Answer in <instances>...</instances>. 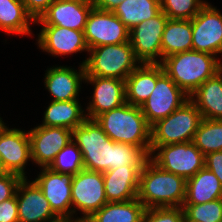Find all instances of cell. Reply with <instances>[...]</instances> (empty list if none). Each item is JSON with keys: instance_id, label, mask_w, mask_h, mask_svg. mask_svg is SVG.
<instances>
[{"instance_id": "5bb4252c", "label": "cell", "mask_w": 222, "mask_h": 222, "mask_svg": "<svg viewBox=\"0 0 222 222\" xmlns=\"http://www.w3.org/2000/svg\"><path fill=\"white\" fill-rule=\"evenodd\" d=\"M192 50L222 53V15L208 2L192 19Z\"/></svg>"}, {"instance_id": "2e32d148", "label": "cell", "mask_w": 222, "mask_h": 222, "mask_svg": "<svg viewBox=\"0 0 222 222\" xmlns=\"http://www.w3.org/2000/svg\"><path fill=\"white\" fill-rule=\"evenodd\" d=\"M16 200L19 222H57L60 220L34 181L28 183L26 178L21 180L16 191Z\"/></svg>"}, {"instance_id": "ba28073f", "label": "cell", "mask_w": 222, "mask_h": 222, "mask_svg": "<svg viewBox=\"0 0 222 222\" xmlns=\"http://www.w3.org/2000/svg\"><path fill=\"white\" fill-rule=\"evenodd\" d=\"M188 99L189 96L163 71L161 64L157 63L155 88L140 108L148 124L152 126L173 113Z\"/></svg>"}, {"instance_id": "e0dca14e", "label": "cell", "mask_w": 222, "mask_h": 222, "mask_svg": "<svg viewBox=\"0 0 222 222\" xmlns=\"http://www.w3.org/2000/svg\"><path fill=\"white\" fill-rule=\"evenodd\" d=\"M93 7L87 0H55L35 23L84 31Z\"/></svg>"}, {"instance_id": "e575fe53", "label": "cell", "mask_w": 222, "mask_h": 222, "mask_svg": "<svg viewBox=\"0 0 222 222\" xmlns=\"http://www.w3.org/2000/svg\"><path fill=\"white\" fill-rule=\"evenodd\" d=\"M182 207H154L145 210L142 222H182Z\"/></svg>"}, {"instance_id": "d4e9b609", "label": "cell", "mask_w": 222, "mask_h": 222, "mask_svg": "<svg viewBox=\"0 0 222 222\" xmlns=\"http://www.w3.org/2000/svg\"><path fill=\"white\" fill-rule=\"evenodd\" d=\"M190 50H192V19H168L161 42L162 60Z\"/></svg>"}, {"instance_id": "6da1fadb", "label": "cell", "mask_w": 222, "mask_h": 222, "mask_svg": "<svg viewBox=\"0 0 222 222\" xmlns=\"http://www.w3.org/2000/svg\"><path fill=\"white\" fill-rule=\"evenodd\" d=\"M186 181L185 178L160 168L149 158L140 173L137 199L146 209L182 207Z\"/></svg>"}, {"instance_id": "d590c367", "label": "cell", "mask_w": 222, "mask_h": 222, "mask_svg": "<svg viewBox=\"0 0 222 222\" xmlns=\"http://www.w3.org/2000/svg\"><path fill=\"white\" fill-rule=\"evenodd\" d=\"M23 178L14 173L0 172V203L13 198Z\"/></svg>"}, {"instance_id": "f35d334b", "label": "cell", "mask_w": 222, "mask_h": 222, "mask_svg": "<svg viewBox=\"0 0 222 222\" xmlns=\"http://www.w3.org/2000/svg\"><path fill=\"white\" fill-rule=\"evenodd\" d=\"M205 167L216 175L222 185V151L208 153Z\"/></svg>"}, {"instance_id": "9a60e30c", "label": "cell", "mask_w": 222, "mask_h": 222, "mask_svg": "<svg viewBox=\"0 0 222 222\" xmlns=\"http://www.w3.org/2000/svg\"><path fill=\"white\" fill-rule=\"evenodd\" d=\"M31 160L49 167L57 153L72 141V130L62 127L37 126L28 132Z\"/></svg>"}, {"instance_id": "7a4b0ae2", "label": "cell", "mask_w": 222, "mask_h": 222, "mask_svg": "<svg viewBox=\"0 0 222 222\" xmlns=\"http://www.w3.org/2000/svg\"><path fill=\"white\" fill-rule=\"evenodd\" d=\"M114 142L142 148L150 156L151 126L139 106L125 103L95 118Z\"/></svg>"}, {"instance_id": "603a6c76", "label": "cell", "mask_w": 222, "mask_h": 222, "mask_svg": "<svg viewBox=\"0 0 222 222\" xmlns=\"http://www.w3.org/2000/svg\"><path fill=\"white\" fill-rule=\"evenodd\" d=\"M157 81V63H140L125 79L126 102L141 106L153 92Z\"/></svg>"}, {"instance_id": "d6a6232c", "label": "cell", "mask_w": 222, "mask_h": 222, "mask_svg": "<svg viewBox=\"0 0 222 222\" xmlns=\"http://www.w3.org/2000/svg\"><path fill=\"white\" fill-rule=\"evenodd\" d=\"M184 215L196 222H222V198L203 204L183 205Z\"/></svg>"}, {"instance_id": "30bf717a", "label": "cell", "mask_w": 222, "mask_h": 222, "mask_svg": "<svg viewBox=\"0 0 222 222\" xmlns=\"http://www.w3.org/2000/svg\"><path fill=\"white\" fill-rule=\"evenodd\" d=\"M169 18L161 11L151 19H147L129 31V41L139 63H160L163 31Z\"/></svg>"}, {"instance_id": "f1b7e54d", "label": "cell", "mask_w": 222, "mask_h": 222, "mask_svg": "<svg viewBox=\"0 0 222 222\" xmlns=\"http://www.w3.org/2000/svg\"><path fill=\"white\" fill-rule=\"evenodd\" d=\"M29 20L35 22L21 0H0L1 30L8 34H31Z\"/></svg>"}, {"instance_id": "f546056e", "label": "cell", "mask_w": 222, "mask_h": 222, "mask_svg": "<svg viewBox=\"0 0 222 222\" xmlns=\"http://www.w3.org/2000/svg\"><path fill=\"white\" fill-rule=\"evenodd\" d=\"M193 143L205 156L222 151V120L202 119Z\"/></svg>"}, {"instance_id": "83f0119b", "label": "cell", "mask_w": 222, "mask_h": 222, "mask_svg": "<svg viewBox=\"0 0 222 222\" xmlns=\"http://www.w3.org/2000/svg\"><path fill=\"white\" fill-rule=\"evenodd\" d=\"M161 12L160 0H123L113 13L130 31L139 23Z\"/></svg>"}, {"instance_id": "44dd1931", "label": "cell", "mask_w": 222, "mask_h": 222, "mask_svg": "<svg viewBox=\"0 0 222 222\" xmlns=\"http://www.w3.org/2000/svg\"><path fill=\"white\" fill-rule=\"evenodd\" d=\"M84 65H80L79 73L70 67L49 68L45 74V88L53 95V101L77 100L80 82L85 80Z\"/></svg>"}, {"instance_id": "484cf974", "label": "cell", "mask_w": 222, "mask_h": 222, "mask_svg": "<svg viewBox=\"0 0 222 222\" xmlns=\"http://www.w3.org/2000/svg\"><path fill=\"white\" fill-rule=\"evenodd\" d=\"M145 210L137 198L126 202H107L84 222H142Z\"/></svg>"}, {"instance_id": "4dcf8cb0", "label": "cell", "mask_w": 222, "mask_h": 222, "mask_svg": "<svg viewBox=\"0 0 222 222\" xmlns=\"http://www.w3.org/2000/svg\"><path fill=\"white\" fill-rule=\"evenodd\" d=\"M49 168L58 173L72 175L84 169L82 153L73 140L57 153Z\"/></svg>"}, {"instance_id": "4fadbf2b", "label": "cell", "mask_w": 222, "mask_h": 222, "mask_svg": "<svg viewBox=\"0 0 222 222\" xmlns=\"http://www.w3.org/2000/svg\"><path fill=\"white\" fill-rule=\"evenodd\" d=\"M72 177L70 173H58L49 167H43L34 182L42 190L51 209L60 219L75 221L71 219V215L76 209L70 208L72 206Z\"/></svg>"}, {"instance_id": "8d00e7d4", "label": "cell", "mask_w": 222, "mask_h": 222, "mask_svg": "<svg viewBox=\"0 0 222 222\" xmlns=\"http://www.w3.org/2000/svg\"><path fill=\"white\" fill-rule=\"evenodd\" d=\"M0 222H19L16 195L0 203Z\"/></svg>"}, {"instance_id": "74e56055", "label": "cell", "mask_w": 222, "mask_h": 222, "mask_svg": "<svg viewBox=\"0 0 222 222\" xmlns=\"http://www.w3.org/2000/svg\"><path fill=\"white\" fill-rule=\"evenodd\" d=\"M26 8V11L33 17L34 20L48 9L55 0H21Z\"/></svg>"}, {"instance_id": "ab89813d", "label": "cell", "mask_w": 222, "mask_h": 222, "mask_svg": "<svg viewBox=\"0 0 222 222\" xmlns=\"http://www.w3.org/2000/svg\"><path fill=\"white\" fill-rule=\"evenodd\" d=\"M123 0H94L93 6L97 9L104 11L113 10L122 2Z\"/></svg>"}, {"instance_id": "5b68a950", "label": "cell", "mask_w": 222, "mask_h": 222, "mask_svg": "<svg viewBox=\"0 0 222 222\" xmlns=\"http://www.w3.org/2000/svg\"><path fill=\"white\" fill-rule=\"evenodd\" d=\"M88 52L91 56L82 63L86 76L125 80L139 66L130 41L94 47Z\"/></svg>"}, {"instance_id": "d6986e66", "label": "cell", "mask_w": 222, "mask_h": 222, "mask_svg": "<svg viewBox=\"0 0 222 222\" xmlns=\"http://www.w3.org/2000/svg\"><path fill=\"white\" fill-rule=\"evenodd\" d=\"M39 47L52 55L88 51L84 31L53 25H43L38 35Z\"/></svg>"}, {"instance_id": "8992f818", "label": "cell", "mask_w": 222, "mask_h": 222, "mask_svg": "<svg viewBox=\"0 0 222 222\" xmlns=\"http://www.w3.org/2000/svg\"><path fill=\"white\" fill-rule=\"evenodd\" d=\"M202 115L188 99L177 110L151 126V146L193 142Z\"/></svg>"}, {"instance_id": "7402d4cb", "label": "cell", "mask_w": 222, "mask_h": 222, "mask_svg": "<svg viewBox=\"0 0 222 222\" xmlns=\"http://www.w3.org/2000/svg\"><path fill=\"white\" fill-rule=\"evenodd\" d=\"M189 99L203 119L222 120V69L200 85Z\"/></svg>"}, {"instance_id": "ac0fdd59", "label": "cell", "mask_w": 222, "mask_h": 222, "mask_svg": "<svg viewBox=\"0 0 222 222\" xmlns=\"http://www.w3.org/2000/svg\"><path fill=\"white\" fill-rule=\"evenodd\" d=\"M85 81L95 85L92 102L87 107V118L95 119L100 114L126 103L125 80L85 76Z\"/></svg>"}, {"instance_id": "8fae6325", "label": "cell", "mask_w": 222, "mask_h": 222, "mask_svg": "<svg viewBox=\"0 0 222 222\" xmlns=\"http://www.w3.org/2000/svg\"><path fill=\"white\" fill-rule=\"evenodd\" d=\"M88 49L129 42V30L111 11L93 7L84 29Z\"/></svg>"}, {"instance_id": "60d3db41", "label": "cell", "mask_w": 222, "mask_h": 222, "mask_svg": "<svg viewBox=\"0 0 222 222\" xmlns=\"http://www.w3.org/2000/svg\"><path fill=\"white\" fill-rule=\"evenodd\" d=\"M182 222H196V221L189 220V219L184 215Z\"/></svg>"}, {"instance_id": "1f68e13d", "label": "cell", "mask_w": 222, "mask_h": 222, "mask_svg": "<svg viewBox=\"0 0 222 222\" xmlns=\"http://www.w3.org/2000/svg\"><path fill=\"white\" fill-rule=\"evenodd\" d=\"M161 11L169 19H193L206 4L201 0H160Z\"/></svg>"}, {"instance_id": "3957f363", "label": "cell", "mask_w": 222, "mask_h": 222, "mask_svg": "<svg viewBox=\"0 0 222 222\" xmlns=\"http://www.w3.org/2000/svg\"><path fill=\"white\" fill-rule=\"evenodd\" d=\"M160 64L163 71L189 97L208 78L222 69V64L215 55L194 50L166 57Z\"/></svg>"}, {"instance_id": "9c48e42d", "label": "cell", "mask_w": 222, "mask_h": 222, "mask_svg": "<svg viewBox=\"0 0 222 222\" xmlns=\"http://www.w3.org/2000/svg\"><path fill=\"white\" fill-rule=\"evenodd\" d=\"M72 205L83 213L75 222H84L108 201L101 172L82 169L72 177Z\"/></svg>"}, {"instance_id": "7c38bea8", "label": "cell", "mask_w": 222, "mask_h": 222, "mask_svg": "<svg viewBox=\"0 0 222 222\" xmlns=\"http://www.w3.org/2000/svg\"><path fill=\"white\" fill-rule=\"evenodd\" d=\"M31 159L28 132L8 129L0 119V172L14 173L25 178V165Z\"/></svg>"}, {"instance_id": "ffe728a7", "label": "cell", "mask_w": 222, "mask_h": 222, "mask_svg": "<svg viewBox=\"0 0 222 222\" xmlns=\"http://www.w3.org/2000/svg\"><path fill=\"white\" fill-rule=\"evenodd\" d=\"M143 166H126L103 174L108 202H126L137 198L140 173Z\"/></svg>"}, {"instance_id": "cb8c5ba5", "label": "cell", "mask_w": 222, "mask_h": 222, "mask_svg": "<svg viewBox=\"0 0 222 222\" xmlns=\"http://www.w3.org/2000/svg\"><path fill=\"white\" fill-rule=\"evenodd\" d=\"M222 198V185L216 175L206 167L186 181L183 205L203 204Z\"/></svg>"}, {"instance_id": "4316f807", "label": "cell", "mask_w": 222, "mask_h": 222, "mask_svg": "<svg viewBox=\"0 0 222 222\" xmlns=\"http://www.w3.org/2000/svg\"><path fill=\"white\" fill-rule=\"evenodd\" d=\"M78 100L52 101L44 112V120L41 126L62 127L70 130L80 126L87 116Z\"/></svg>"}, {"instance_id": "b9f144b4", "label": "cell", "mask_w": 222, "mask_h": 222, "mask_svg": "<svg viewBox=\"0 0 222 222\" xmlns=\"http://www.w3.org/2000/svg\"><path fill=\"white\" fill-rule=\"evenodd\" d=\"M57 222H75V221H70V220H66V219H60Z\"/></svg>"}, {"instance_id": "52a82bcc", "label": "cell", "mask_w": 222, "mask_h": 222, "mask_svg": "<svg viewBox=\"0 0 222 222\" xmlns=\"http://www.w3.org/2000/svg\"><path fill=\"white\" fill-rule=\"evenodd\" d=\"M155 151H158L156 155ZM150 159L165 171L186 180L205 167V155L193 142L151 146Z\"/></svg>"}, {"instance_id": "277c9868", "label": "cell", "mask_w": 222, "mask_h": 222, "mask_svg": "<svg viewBox=\"0 0 222 222\" xmlns=\"http://www.w3.org/2000/svg\"><path fill=\"white\" fill-rule=\"evenodd\" d=\"M72 140L82 153L84 169L101 173L114 170L115 142L95 119L87 118L73 129Z\"/></svg>"}, {"instance_id": "836d02e7", "label": "cell", "mask_w": 222, "mask_h": 222, "mask_svg": "<svg viewBox=\"0 0 222 222\" xmlns=\"http://www.w3.org/2000/svg\"><path fill=\"white\" fill-rule=\"evenodd\" d=\"M150 156L140 147L115 142L114 169L126 166H144Z\"/></svg>"}]
</instances>
